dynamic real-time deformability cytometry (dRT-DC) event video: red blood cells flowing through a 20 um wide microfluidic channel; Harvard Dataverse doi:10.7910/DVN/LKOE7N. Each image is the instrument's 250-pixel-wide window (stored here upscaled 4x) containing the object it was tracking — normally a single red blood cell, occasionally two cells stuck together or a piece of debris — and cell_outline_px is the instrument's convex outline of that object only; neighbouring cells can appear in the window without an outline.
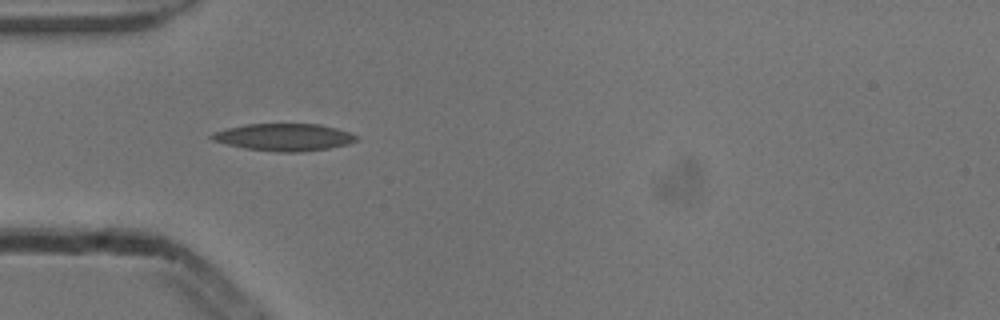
{"species": "common noctule bat (a hibernating species)", "species_latin": "Nyctalus noctula", "temperature_condition": "cold", "stored_images_in_passage": 2, "camera_frame_rate_fps": 3000, "um_per_image_px": 0.085, "animal": {"sex": "male", "body_mass_g": 13.3}, "frame": {"image": 1, "passage_image": 2, "time_ms": 0.333, "image_size_px": [1000, 320], "cell_outline_px": [[360, 136], [356, 140], [348, 144], [328, 148], [300, 152], [276, 152], [244, 148], [212, 140], [208, 136], [216, 132], [228, 128], [248, 124], [320, 124], [352, 132]], "centroid_in_image_um": [24.19, 11.66], "position_along_channel_um": 60.8, "area_um2": 22.89}}